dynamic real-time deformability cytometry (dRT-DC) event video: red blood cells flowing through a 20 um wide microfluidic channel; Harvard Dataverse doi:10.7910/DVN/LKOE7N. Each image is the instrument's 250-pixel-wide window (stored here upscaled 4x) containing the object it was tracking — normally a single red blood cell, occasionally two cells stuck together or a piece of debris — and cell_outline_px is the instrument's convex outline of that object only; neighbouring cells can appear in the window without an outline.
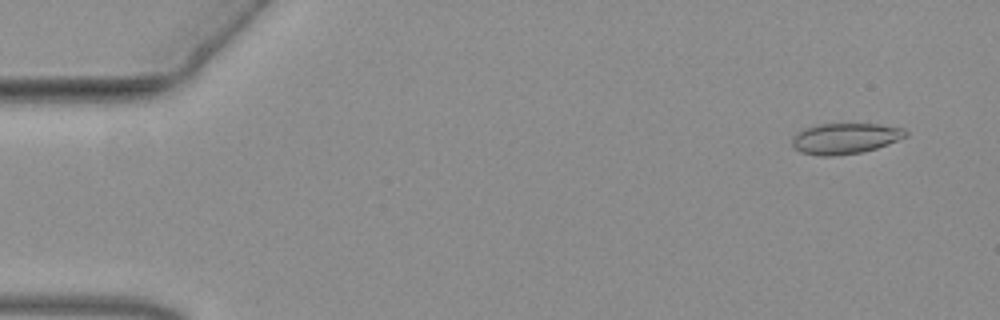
{"species": "common noctule bat (a hibernating species)", "species_latin": "Nyctalus noctula", "temperature_condition": "warm", "stored_images_in_passage": 48, "camera_frame_rate_fps": 3000, "um_per_image_px": 0.085, "animal": {"sex": "female", "body_mass_g": 19.3, "forearm_length_mm": 54.1}, "frame": {"image": 1, "passage_image": 4, "time_ms": 1.0, "image_size_px": [1000, 320], "cell_outline_px": [[908, 136], [888, 144], [864, 152], [832, 156], [820, 156], [800, 152], [792, 148], [792, 140], [800, 132], [808, 128], [820, 124], [880, 124], [904, 128], [908, 132]], "centroid_in_image_um": [71.88, 11.78], "position_along_channel_um": 13.1, "area_um2": 20.29}}
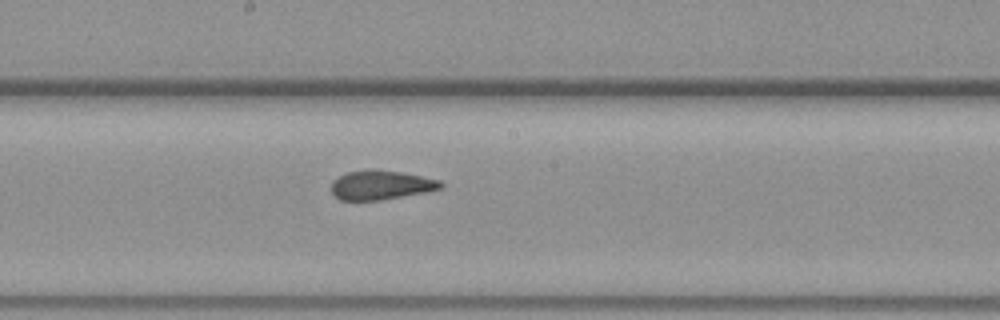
{"frame": {"image": 2, "passage_image": 30, "time_ms": 9.667, "image_size_px": [1000, 320], "cell_outline_px": [[444, 184], [440, 188], [424, 192], [380, 200], [340, 200], [332, 192], [332, 180], [348, 172], [372, 168], [400, 172], [440, 180]], "centroid_in_image_um": [32.35, 15.71], "position_along_channel_um": 215.8, "area_um2": 18.44}}
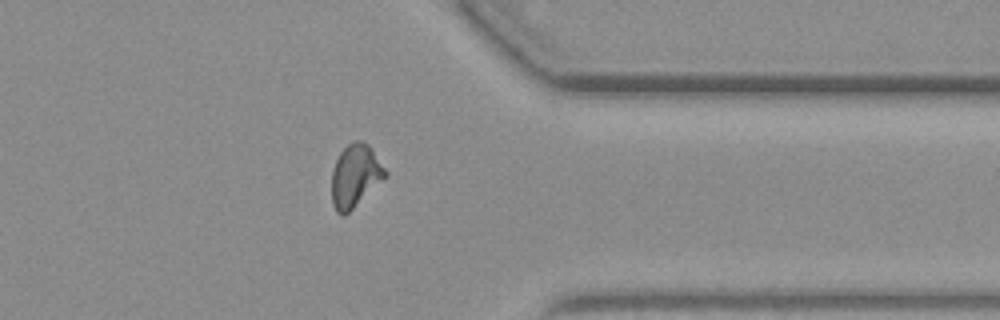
{"frame": {"image": 3, "passage_image": 44, "time_ms": 14.333, "image_size_px": [1000, 320], "cell_outline_px": [[388, 176], [344, 216], [340, 216], [336, 212], [332, 204], [332, 172], [336, 160], [340, 152], [348, 144], [356, 140], [360, 140], [368, 144], [372, 148], [388, 172]], "centroid_in_image_um": [30.21, 14.95], "position_along_channel_um": 381.2, "area_um2": 19.71}}